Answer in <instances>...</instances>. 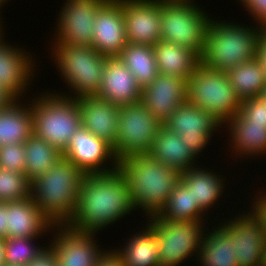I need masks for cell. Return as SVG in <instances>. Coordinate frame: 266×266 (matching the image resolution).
Returning a JSON list of instances; mask_svg holds the SVG:
<instances>
[{
  "instance_id": "cell-19",
  "label": "cell",
  "mask_w": 266,
  "mask_h": 266,
  "mask_svg": "<svg viewBox=\"0 0 266 266\" xmlns=\"http://www.w3.org/2000/svg\"><path fill=\"white\" fill-rule=\"evenodd\" d=\"M185 100H187L185 78L159 73L150 85L142 89L141 101L162 125Z\"/></svg>"
},
{
  "instance_id": "cell-3",
  "label": "cell",
  "mask_w": 266,
  "mask_h": 266,
  "mask_svg": "<svg viewBox=\"0 0 266 266\" xmlns=\"http://www.w3.org/2000/svg\"><path fill=\"white\" fill-rule=\"evenodd\" d=\"M118 169L129 186L135 209L144 211L143 217H151L161 211L180 178L177 170L149 154L126 156L119 161Z\"/></svg>"
},
{
  "instance_id": "cell-45",
  "label": "cell",
  "mask_w": 266,
  "mask_h": 266,
  "mask_svg": "<svg viewBox=\"0 0 266 266\" xmlns=\"http://www.w3.org/2000/svg\"><path fill=\"white\" fill-rule=\"evenodd\" d=\"M5 262V238L0 237V266Z\"/></svg>"
},
{
  "instance_id": "cell-47",
  "label": "cell",
  "mask_w": 266,
  "mask_h": 266,
  "mask_svg": "<svg viewBox=\"0 0 266 266\" xmlns=\"http://www.w3.org/2000/svg\"><path fill=\"white\" fill-rule=\"evenodd\" d=\"M259 97L266 101V86L262 89V92Z\"/></svg>"
},
{
  "instance_id": "cell-38",
  "label": "cell",
  "mask_w": 266,
  "mask_h": 266,
  "mask_svg": "<svg viewBox=\"0 0 266 266\" xmlns=\"http://www.w3.org/2000/svg\"><path fill=\"white\" fill-rule=\"evenodd\" d=\"M256 191L258 195L251 197V206L249 209L247 208L248 212L252 215V217L259 223L261 229L264 231L266 236V190Z\"/></svg>"
},
{
  "instance_id": "cell-6",
  "label": "cell",
  "mask_w": 266,
  "mask_h": 266,
  "mask_svg": "<svg viewBox=\"0 0 266 266\" xmlns=\"http://www.w3.org/2000/svg\"><path fill=\"white\" fill-rule=\"evenodd\" d=\"M53 92H36L38 95H33L34 98L28 97L32 107L33 133L63 153L81 126V113L78 99L58 94V90Z\"/></svg>"
},
{
  "instance_id": "cell-37",
  "label": "cell",
  "mask_w": 266,
  "mask_h": 266,
  "mask_svg": "<svg viewBox=\"0 0 266 266\" xmlns=\"http://www.w3.org/2000/svg\"><path fill=\"white\" fill-rule=\"evenodd\" d=\"M238 115L251 124L266 125V101L260 97L245 98Z\"/></svg>"
},
{
  "instance_id": "cell-9",
  "label": "cell",
  "mask_w": 266,
  "mask_h": 266,
  "mask_svg": "<svg viewBox=\"0 0 266 266\" xmlns=\"http://www.w3.org/2000/svg\"><path fill=\"white\" fill-rule=\"evenodd\" d=\"M145 219L158 238L160 266H180L192 257L197 261L208 220L168 221L157 215Z\"/></svg>"
},
{
  "instance_id": "cell-2",
  "label": "cell",
  "mask_w": 266,
  "mask_h": 266,
  "mask_svg": "<svg viewBox=\"0 0 266 266\" xmlns=\"http://www.w3.org/2000/svg\"><path fill=\"white\" fill-rule=\"evenodd\" d=\"M215 18H211L206 30L201 65L227 71L258 55V45L266 27Z\"/></svg>"
},
{
  "instance_id": "cell-30",
  "label": "cell",
  "mask_w": 266,
  "mask_h": 266,
  "mask_svg": "<svg viewBox=\"0 0 266 266\" xmlns=\"http://www.w3.org/2000/svg\"><path fill=\"white\" fill-rule=\"evenodd\" d=\"M226 73L235 93L241 100L259 97L266 86L264 67L257 56L230 68Z\"/></svg>"
},
{
  "instance_id": "cell-17",
  "label": "cell",
  "mask_w": 266,
  "mask_h": 266,
  "mask_svg": "<svg viewBox=\"0 0 266 266\" xmlns=\"http://www.w3.org/2000/svg\"><path fill=\"white\" fill-rule=\"evenodd\" d=\"M127 43L154 46L161 40V0H121Z\"/></svg>"
},
{
  "instance_id": "cell-5",
  "label": "cell",
  "mask_w": 266,
  "mask_h": 266,
  "mask_svg": "<svg viewBox=\"0 0 266 266\" xmlns=\"http://www.w3.org/2000/svg\"><path fill=\"white\" fill-rule=\"evenodd\" d=\"M50 47L57 74L70 90L69 94L66 91L58 94L73 99L96 96L102 84L106 56L90 46L51 43Z\"/></svg>"
},
{
  "instance_id": "cell-24",
  "label": "cell",
  "mask_w": 266,
  "mask_h": 266,
  "mask_svg": "<svg viewBox=\"0 0 266 266\" xmlns=\"http://www.w3.org/2000/svg\"><path fill=\"white\" fill-rule=\"evenodd\" d=\"M215 170L198 165L180 173V178L191 188L194 202L205 214L212 208L215 209L219 199L224 197V188L227 187L226 176L224 178L219 172L215 173Z\"/></svg>"
},
{
  "instance_id": "cell-41",
  "label": "cell",
  "mask_w": 266,
  "mask_h": 266,
  "mask_svg": "<svg viewBox=\"0 0 266 266\" xmlns=\"http://www.w3.org/2000/svg\"><path fill=\"white\" fill-rule=\"evenodd\" d=\"M96 266H126L122 259L111 248L105 252V254L98 260Z\"/></svg>"
},
{
  "instance_id": "cell-15",
  "label": "cell",
  "mask_w": 266,
  "mask_h": 266,
  "mask_svg": "<svg viewBox=\"0 0 266 266\" xmlns=\"http://www.w3.org/2000/svg\"><path fill=\"white\" fill-rule=\"evenodd\" d=\"M50 235L58 266H96L107 251L98 244L96 232H81L68 225H55L49 238Z\"/></svg>"
},
{
  "instance_id": "cell-11",
  "label": "cell",
  "mask_w": 266,
  "mask_h": 266,
  "mask_svg": "<svg viewBox=\"0 0 266 266\" xmlns=\"http://www.w3.org/2000/svg\"><path fill=\"white\" fill-rule=\"evenodd\" d=\"M171 132L177 133L184 144L199 159L209 145L214 133L223 128L222 124L208 111L202 110L185 100L163 124ZM204 150V151H203ZM200 155V156H199Z\"/></svg>"
},
{
  "instance_id": "cell-39",
  "label": "cell",
  "mask_w": 266,
  "mask_h": 266,
  "mask_svg": "<svg viewBox=\"0 0 266 266\" xmlns=\"http://www.w3.org/2000/svg\"><path fill=\"white\" fill-rule=\"evenodd\" d=\"M242 6L253 17V24H260L266 27V0H237L236 3Z\"/></svg>"
},
{
  "instance_id": "cell-4",
  "label": "cell",
  "mask_w": 266,
  "mask_h": 266,
  "mask_svg": "<svg viewBox=\"0 0 266 266\" xmlns=\"http://www.w3.org/2000/svg\"><path fill=\"white\" fill-rule=\"evenodd\" d=\"M84 173L65 157L31 181V197L54 225H65L74 215Z\"/></svg>"
},
{
  "instance_id": "cell-33",
  "label": "cell",
  "mask_w": 266,
  "mask_h": 266,
  "mask_svg": "<svg viewBox=\"0 0 266 266\" xmlns=\"http://www.w3.org/2000/svg\"><path fill=\"white\" fill-rule=\"evenodd\" d=\"M25 174L32 181L63 157L62 152L34 133L24 142Z\"/></svg>"
},
{
  "instance_id": "cell-14",
  "label": "cell",
  "mask_w": 266,
  "mask_h": 266,
  "mask_svg": "<svg viewBox=\"0 0 266 266\" xmlns=\"http://www.w3.org/2000/svg\"><path fill=\"white\" fill-rule=\"evenodd\" d=\"M238 213L228 217L229 220L220 219L216 225L233 240L238 266H262L266 246L264 231L247 210Z\"/></svg>"
},
{
  "instance_id": "cell-40",
  "label": "cell",
  "mask_w": 266,
  "mask_h": 266,
  "mask_svg": "<svg viewBox=\"0 0 266 266\" xmlns=\"http://www.w3.org/2000/svg\"><path fill=\"white\" fill-rule=\"evenodd\" d=\"M25 266H58V259L51 244L44 248Z\"/></svg>"
},
{
  "instance_id": "cell-18",
  "label": "cell",
  "mask_w": 266,
  "mask_h": 266,
  "mask_svg": "<svg viewBox=\"0 0 266 266\" xmlns=\"http://www.w3.org/2000/svg\"><path fill=\"white\" fill-rule=\"evenodd\" d=\"M92 26V47L107 57L118 56L127 44L121 0H107Z\"/></svg>"
},
{
  "instance_id": "cell-13",
  "label": "cell",
  "mask_w": 266,
  "mask_h": 266,
  "mask_svg": "<svg viewBox=\"0 0 266 266\" xmlns=\"http://www.w3.org/2000/svg\"><path fill=\"white\" fill-rule=\"evenodd\" d=\"M62 155L84 174L109 173L118 169L119 162L112 145L82 126L73 134Z\"/></svg>"
},
{
  "instance_id": "cell-1",
  "label": "cell",
  "mask_w": 266,
  "mask_h": 266,
  "mask_svg": "<svg viewBox=\"0 0 266 266\" xmlns=\"http://www.w3.org/2000/svg\"><path fill=\"white\" fill-rule=\"evenodd\" d=\"M133 211L136 209L131 192L119 169L85 174L74 215L65 225L76 231L100 233Z\"/></svg>"
},
{
  "instance_id": "cell-26",
  "label": "cell",
  "mask_w": 266,
  "mask_h": 266,
  "mask_svg": "<svg viewBox=\"0 0 266 266\" xmlns=\"http://www.w3.org/2000/svg\"><path fill=\"white\" fill-rule=\"evenodd\" d=\"M144 225L142 230L131 233L125 245L113 249L126 266H160L158 238L146 221Z\"/></svg>"
},
{
  "instance_id": "cell-10",
  "label": "cell",
  "mask_w": 266,
  "mask_h": 266,
  "mask_svg": "<svg viewBox=\"0 0 266 266\" xmlns=\"http://www.w3.org/2000/svg\"><path fill=\"white\" fill-rule=\"evenodd\" d=\"M161 126L141 100L120 106L113 147L118 162L129 155L148 154Z\"/></svg>"
},
{
  "instance_id": "cell-34",
  "label": "cell",
  "mask_w": 266,
  "mask_h": 266,
  "mask_svg": "<svg viewBox=\"0 0 266 266\" xmlns=\"http://www.w3.org/2000/svg\"><path fill=\"white\" fill-rule=\"evenodd\" d=\"M31 196V180L25 173L0 167V201H16Z\"/></svg>"
},
{
  "instance_id": "cell-43",
  "label": "cell",
  "mask_w": 266,
  "mask_h": 266,
  "mask_svg": "<svg viewBox=\"0 0 266 266\" xmlns=\"http://www.w3.org/2000/svg\"><path fill=\"white\" fill-rule=\"evenodd\" d=\"M257 57L262 62L264 71L266 74V30L262 34V37L260 39V43L258 45V55Z\"/></svg>"
},
{
  "instance_id": "cell-8",
  "label": "cell",
  "mask_w": 266,
  "mask_h": 266,
  "mask_svg": "<svg viewBox=\"0 0 266 266\" xmlns=\"http://www.w3.org/2000/svg\"><path fill=\"white\" fill-rule=\"evenodd\" d=\"M187 100L211 113L223 127L239 113L242 101L226 71L213 70L201 64L187 80Z\"/></svg>"
},
{
  "instance_id": "cell-42",
  "label": "cell",
  "mask_w": 266,
  "mask_h": 266,
  "mask_svg": "<svg viewBox=\"0 0 266 266\" xmlns=\"http://www.w3.org/2000/svg\"><path fill=\"white\" fill-rule=\"evenodd\" d=\"M0 237L7 238L6 202L0 201Z\"/></svg>"
},
{
  "instance_id": "cell-27",
  "label": "cell",
  "mask_w": 266,
  "mask_h": 266,
  "mask_svg": "<svg viewBox=\"0 0 266 266\" xmlns=\"http://www.w3.org/2000/svg\"><path fill=\"white\" fill-rule=\"evenodd\" d=\"M158 72L188 80L200 64V56L192 49L158 41L153 46Z\"/></svg>"
},
{
  "instance_id": "cell-49",
  "label": "cell",
  "mask_w": 266,
  "mask_h": 266,
  "mask_svg": "<svg viewBox=\"0 0 266 266\" xmlns=\"http://www.w3.org/2000/svg\"><path fill=\"white\" fill-rule=\"evenodd\" d=\"M3 266H23V265H16V264L12 265V264H8V263L4 262Z\"/></svg>"
},
{
  "instance_id": "cell-16",
  "label": "cell",
  "mask_w": 266,
  "mask_h": 266,
  "mask_svg": "<svg viewBox=\"0 0 266 266\" xmlns=\"http://www.w3.org/2000/svg\"><path fill=\"white\" fill-rule=\"evenodd\" d=\"M3 38L0 39V86L15 100H24L38 70L37 59L26 48L13 46Z\"/></svg>"
},
{
  "instance_id": "cell-36",
  "label": "cell",
  "mask_w": 266,
  "mask_h": 266,
  "mask_svg": "<svg viewBox=\"0 0 266 266\" xmlns=\"http://www.w3.org/2000/svg\"><path fill=\"white\" fill-rule=\"evenodd\" d=\"M0 167L25 173V145L13 143L0 146Z\"/></svg>"
},
{
  "instance_id": "cell-46",
  "label": "cell",
  "mask_w": 266,
  "mask_h": 266,
  "mask_svg": "<svg viewBox=\"0 0 266 266\" xmlns=\"http://www.w3.org/2000/svg\"><path fill=\"white\" fill-rule=\"evenodd\" d=\"M2 12H4V11H3V10L0 11V14H1ZM1 17H2V16L0 15V39L6 35V34L4 33L5 30H3V29H5V28L3 27L4 22L2 21V18H1ZM3 35H4V36H3Z\"/></svg>"
},
{
  "instance_id": "cell-7",
  "label": "cell",
  "mask_w": 266,
  "mask_h": 266,
  "mask_svg": "<svg viewBox=\"0 0 266 266\" xmlns=\"http://www.w3.org/2000/svg\"><path fill=\"white\" fill-rule=\"evenodd\" d=\"M194 0H161V40L192 49L199 56L212 13ZM210 14V15H208Z\"/></svg>"
},
{
  "instance_id": "cell-25",
  "label": "cell",
  "mask_w": 266,
  "mask_h": 266,
  "mask_svg": "<svg viewBox=\"0 0 266 266\" xmlns=\"http://www.w3.org/2000/svg\"><path fill=\"white\" fill-rule=\"evenodd\" d=\"M152 158L182 173L198 166V158L184 144L179 134L171 132L163 125L156 133L148 153ZM197 162V163H196Z\"/></svg>"
},
{
  "instance_id": "cell-20",
  "label": "cell",
  "mask_w": 266,
  "mask_h": 266,
  "mask_svg": "<svg viewBox=\"0 0 266 266\" xmlns=\"http://www.w3.org/2000/svg\"><path fill=\"white\" fill-rule=\"evenodd\" d=\"M96 96L117 106H124L140 101L142 88L118 56H106L102 84Z\"/></svg>"
},
{
  "instance_id": "cell-23",
  "label": "cell",
  "mask_w": 266,
  "mask_h": 266,
  "mask_svg": "<svg viewBox=\"0 0 266 266\" xmlns=\"http://www.w3.org/2000/svg\"><path fill=\"white\" fill-rule=\"evenodd\" d=\"M223 127L228 136L230 158L246 160L251 157L265 158L266 156V125L251 124L244 121L238 114L233 116ZM225 128V129H224ZM258 156V157H257ZM260 156V157H259Z\"/></svg>"
},
{
  "instance_id": "cell-29",
  "label": "cell",
  "mask_w": 266,
  "mask_h": 266,
  "mask_svg": "<svg viewBox=\"0 0 266 266\" xmlns=\"http://www.w3.org/2000/svg\"><path fill=\"white\" fill-rule=\"evenodd\" d=\"M203 233L197 266H238L233 240L216 224Z\"/></svg>"
},
{
  "instance_id": "cell-48",
  "label": "cell",
  "mask_w": 266,
  "mask_h": 266,
  "mask_svg": "<svg viewBox=\"0 0 266 266\" xmlns=\"http://www.w3.org/2000/svg\"><path fill=\"white\" fill-rule=\"evenodd\" d=\"M11 1V0H0V10L2 9V7H4L5 5H8L7 2ZM6 3V4H5Z\"/></svg>"
},
{
  "instance_id": "cell-22",
  "label": "cell",
  "mask_w": 266,
  "mask_h": 266,
  "mask_svg": "<svg viewBox=\"0 0 266 266\" xmlns=\"http://www.w3.org/2000/svg\"><path fill=\"white\" fill-rule=\"evenodd\" d=\"M78 107L81 126L114 147L120 106L97 96H86L78 99Z\"/></svg>"
},
{
  "instance_id": "cell-44",
  "label": "cell",
  "mask_w": 266,
  "mask_h": 266,
  "mask_svg": "<svg viewBox=\"0 0 266 266\" xmlns=\"http://www.w3.org/2000/svg\"><path fill=\"white\" fill-rule=\"evenodd\" d=\"M15 99L0 86V110L8 107Z\"/></svg>"
},
{
  "instance_id": "cell-21",
  "label": "cell",
  "mask_w": 266,
  "mask_h": 266,
  "mask_svg": "<svg viewBox=\"0 0 266 266\" xmlns=\"http://www.w3.org/2000/svg\"><path fill=\"white\" fill-rule=\"evenodd\" d=\"M7 238L46 237L55 226L29 196L6 202Z\"/></svg>"
},
{
  "instance_id": "cell-32",
  "label": "cell",
  "mask_w": 266,
  "mask_h": 266,
  "mask_svg": "<svg viewBox=\"0 0 266 266\" xmlns=\"http://www.w3.org/2000/svg\"><path fill=\"white\" fill-rule=\"evenodd\" d=\"M161 219L168 221H184V220H208L211 217L199 208L194 202L190 186H188L181 178L175 185L174 190L168 197L166 205L157 214Z\"/></svg>"
},
{
  "instance_id": "cell-31",
  "label": "cell",
  "mask_w": 266,
  "mask_h": 266,
  "mask_svg": "<svg viewBox=\"0 0 266 266\" xmlns=\"http://www.w3.org/2000/svg\"><path fill=\"white\" fill-rule=\"evenodd\" d=\"M118 57L142 89L150 85L159 74L153 46L127 43Z\"/></svg>"
},
{
  "instance_id": "cell-35",
  "label": "cell",
  "mask_w": 266,
  "mask_h": 266,
  "mask_svg": "<svg viewBox=\"0 0 266 266\" xmlns=\"http://www.w3.org/2000/svg\"><path fill=\"white\" fill-rule=\"evenodd\" d=\"M42 237L5 238V262L25 266L43 249L40 242L35 241ZM38 244V245H37Z\"/></svg>"
},
{
  "instance_id": "cell-12",
  "label": "cell",
  "mask_w": 266,
  "mask_h": 266,
  "mask_svg": "<svg viewBox=\"0 0 266 266\" xmlns=\"http://www.w3.org/2000/svg\"><path fill=\"white\" fill-rule=\"evenodd\" d=\"M107 0H66L55 18L56 25L50 43L92 47L93 24L100 7Z\"/></svg>"
},
{
  "instance_id": "cell-28",
  "label": "cell",
  "mask_w": 266,
  "mask_h": 266,
  "mask_svg": "<svg viewBox=\"0 0 266 266\" xmlns=\"http://www.w3.org/2000/svg\"><path fill=\"white\" fill-rule=\"evenodd\" d=\"M32 134V107L27 99L14 100L0 110V146L24 143Z\"/></svg>"
}]
</instances>
